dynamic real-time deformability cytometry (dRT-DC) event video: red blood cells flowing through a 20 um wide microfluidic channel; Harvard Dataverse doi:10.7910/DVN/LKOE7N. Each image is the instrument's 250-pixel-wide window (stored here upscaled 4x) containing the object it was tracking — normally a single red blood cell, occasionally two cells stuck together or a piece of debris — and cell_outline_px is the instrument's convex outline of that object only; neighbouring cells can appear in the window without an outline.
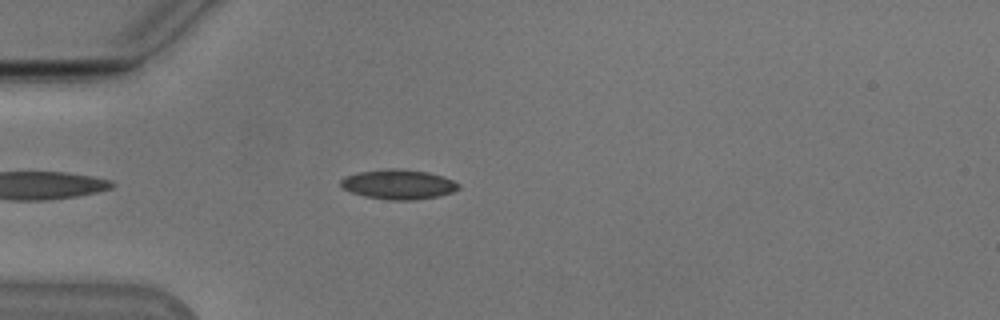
{"species": "Egyptian fruit bat (a non-hibernating species)", "species_latin": "Rousettus aegyptiacus", "temperature_condition": "cold", "stored_images_in_passage": 42, "camera_frame_rate_fps": 3000, "um_per_image_px": 0.085, "animal": {"sex": "male"}, "frame": {"image": 1, "passage_image": 4, "time_ms": 1.0, "image_size_px": [1000, 320], "cell_outline_px": [[460, 188], [452, 192], [440, 196], [412, 200], [388, 200], [364, 196], [352, 192], [344, 188], [340, 184], [340, 180], [344, 176], [360, 172], [384, 168], [392, 168], [428, 172], [444, 176], [460, 184]], "centroid_in_image_um": [33.88, 15.67], "position_along_channel_um": 51.1, "area_um2": 20.46}}
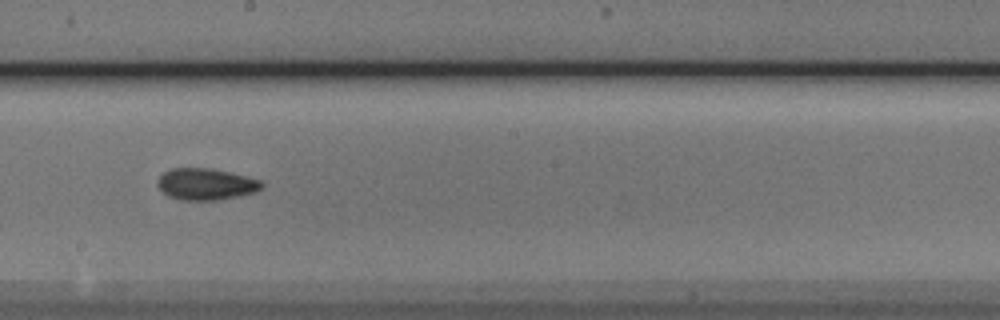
{"frame": {"image": 2, "passage_image": 19, "time_ms": 6.0, "image_size_px": [1000, 320], "cell_outline_px": [[264, 188], [256, 192], [240, 196], [220, 200], [180, 200], [168, 196], [156, 184], [156, 180], [164, 172], [172, 168], [208, 168], [228, 172], [260, 180], [264, 184]], "centroid_in_image_um": [17.51, 15.66], "position_along_channel_um": 230.7, "area_um2": 19.25}}
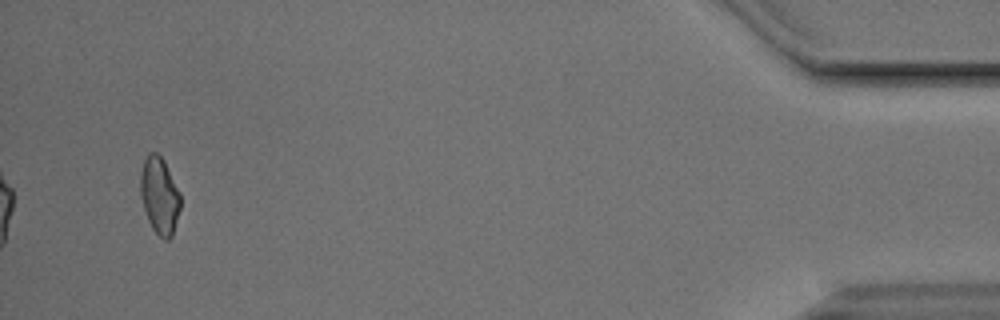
{"frame": {"image": 3, "passage_image": 40, "time_ms": 13.0, "image_size_px": [1000, 320], "cell_outline_px": [[180, 208], [172, 236], [168, 240], [164, 240], [152, 228], [148, 220], [140, 196], [140, 172], [144, 160], [148, 152], [156, 152], [164, 160], [180, 192]], "centroid_in_image_um": [13.55, 16.6], "position_along_channel_um": 421.6, "area_um2": 17.98}, "authors_computed_cell_mechanics": {"area_um2": 18.6694, "velocity_mm_per_s": 3.8404, "shape_relaxation_time_tau1_ms": 5.1429, "shape_relaxation_time_tau2_ms": 5.7223, "deformation_change_tau1": 0.1108, "deformation_change_tau2": 0.1084}}